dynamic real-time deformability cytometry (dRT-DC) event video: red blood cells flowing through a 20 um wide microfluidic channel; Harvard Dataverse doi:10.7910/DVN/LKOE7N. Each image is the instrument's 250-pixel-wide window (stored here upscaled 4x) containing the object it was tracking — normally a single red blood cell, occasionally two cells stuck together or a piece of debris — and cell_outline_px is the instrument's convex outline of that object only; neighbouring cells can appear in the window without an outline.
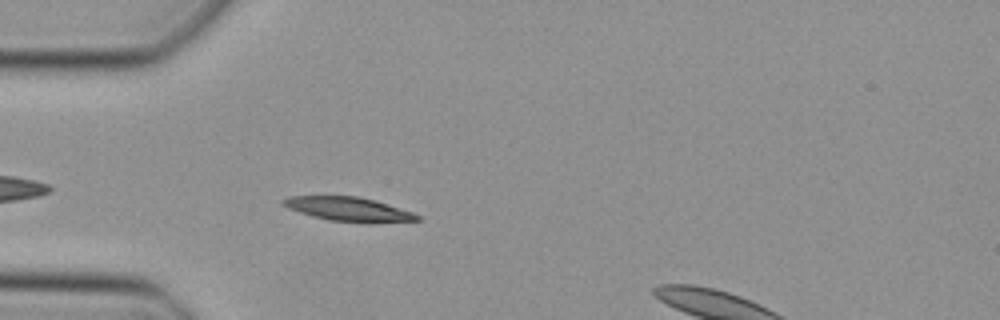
{"species": "Egyptian fruit bat (a non-hibernating species)", "species_latin": "Rousettus aegyptiacus", "temperature_condition": "cold", "stored_images_in_passage": 34, "camera_frame_rate_fps": 3000, "um_per_image_px": 0.085, "animal": {"sex": "female"}, "frame": {"image": 1, "passage_image": 4, "time_ms": 1.0, "image_size_px": [1000, 320], "cell_outline_px": [[420, 220], [328, 220], [312, 216], [288, 208], [280, 204], [280, 200], [292, 196], [356, 196], [376, 200], [412, 212], [420, 216]], "centroid_in_image_um": [29.49, 17.72], "position_along_channel_um": 55.5, "area_um2": 17.74}}
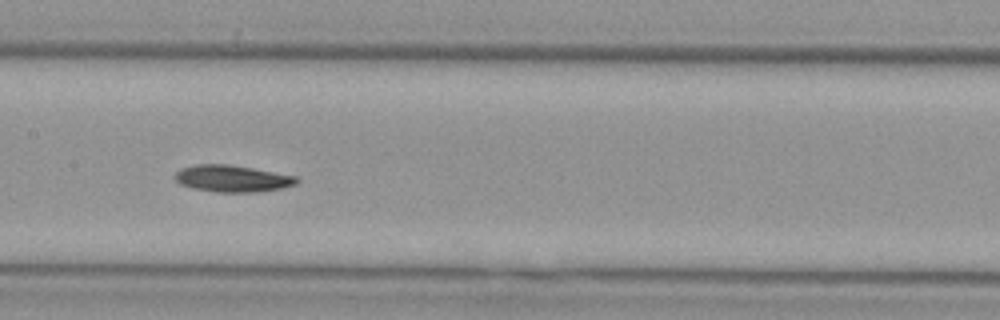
{"frame": {"image": 2, "passage_image": 14, "time_ms": 4.333, "image_size_px": [1000, 320], "cell_outline_px": [[300, 180], [296, 184], [280, 188], [256, 192], [216, 192], [192, 188], [180, 184], [172, 176], [176, 172], [184, 168], [196, 164], [228, 164], [252, 168], [296, 176]], "centroid_in_image_um": [19.73, 15.18], "position_along_channel_um": 187.7, "area_um2": 18.9}}
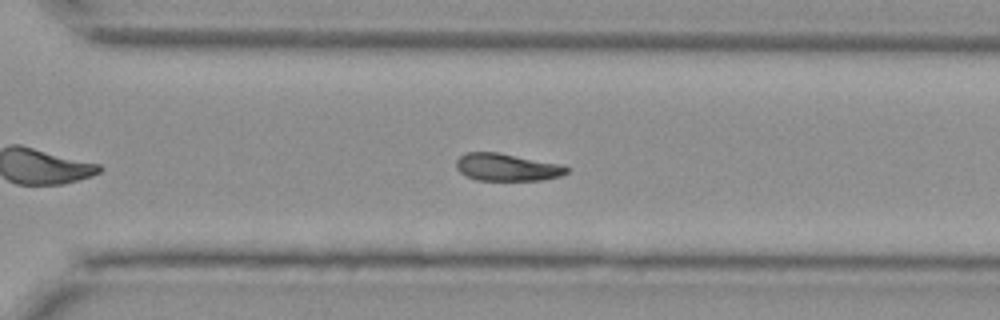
{"frame": {"image": 3, "passage_image": 24, "time_ms": 7.667, "image_size_px": [1000, 320], "cell_outline_px": [[568, 172], [560, 176], [540, 180], [476, 180], [460, 172], [456, 168], [456, 160], [464, 152], [496, 152], [560, 164], [568, 168]], "centroid_in_image_um": [43.05, 14.21], "position_along_channel_um": 327.6, "area_um2": 17.46}}